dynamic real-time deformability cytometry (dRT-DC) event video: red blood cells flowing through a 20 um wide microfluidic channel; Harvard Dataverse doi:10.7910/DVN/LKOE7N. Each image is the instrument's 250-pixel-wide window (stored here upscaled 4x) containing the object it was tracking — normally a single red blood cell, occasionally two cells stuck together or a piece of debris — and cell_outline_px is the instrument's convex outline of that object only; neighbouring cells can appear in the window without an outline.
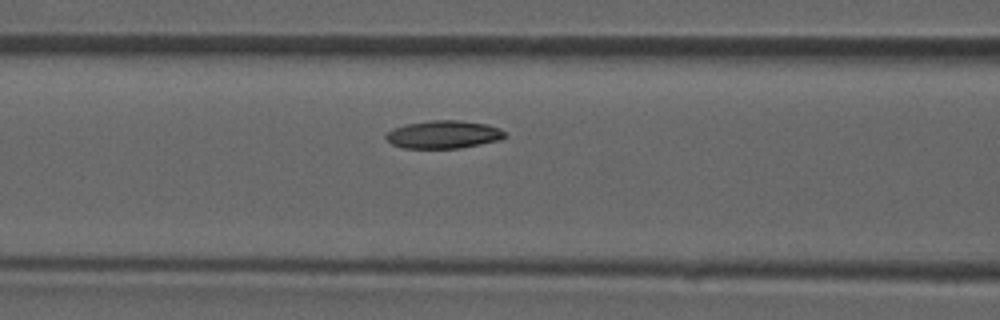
{"species": "common noctule bat (a hibernating species)", "species_latin": "Nyctalus noctula", "temperature_condition": "room temperature", "stored_images_in_passage": 32, "camera_frame_rate_fps": 3000, "um_per_image_px": 0.085, "animal": {"sex": "male", "forearm_length_mm": 52.5}, "frame": {"image": 1, "passage_image": 5, "time_ms": 1.333, "image_size_px": [1000, 320], "cell_outline_px": [[508, 136], [500, 140], [460, 148], [404, 148], [392, 144], [384, 136], [392, 128], [408, 124], [432, 120], [460, 120], [488, 124], [500, 128]], "centroid_in_image_um": [37.73, 11.43], "position_along_channel_um": 128.9, "area_um2": 19.36}}